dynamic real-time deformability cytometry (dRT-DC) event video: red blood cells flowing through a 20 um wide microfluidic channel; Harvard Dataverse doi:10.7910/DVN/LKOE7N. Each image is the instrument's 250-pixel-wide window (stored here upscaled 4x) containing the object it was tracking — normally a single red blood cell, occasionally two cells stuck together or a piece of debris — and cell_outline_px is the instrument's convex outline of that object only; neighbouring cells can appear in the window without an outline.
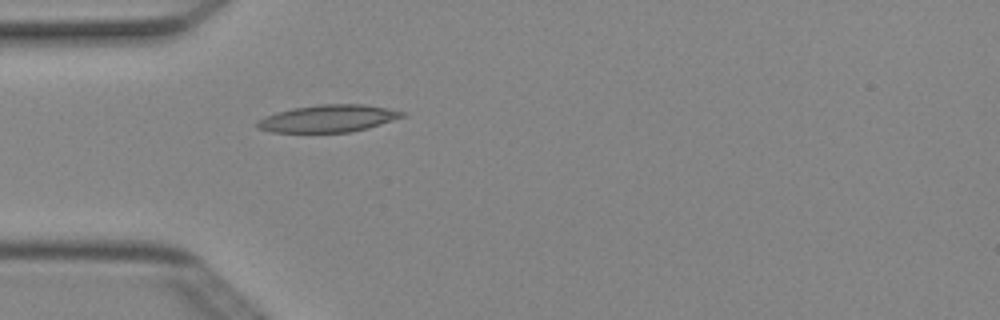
{"species": "Egyptian fruit bat (a non-hibernating species)", "species_latin": "Rousettus aegyptiacus", "temperature_condition": "cold", "stored_images_in_passage": 2, "camera_frame_rate_fps": 3000, "um_per_image_px": 0.085, "animal": {"sex": "female"}, "frame": {"image": 1, "passage_image": 2, "time_ms": 0.333, "image_size_px": [1000, 320], "cell_outline_px": [[408, 112], [404, 116], [368, 128], [352, 132], [272, 132], [256, 128], [256, 124], [264, 116], [292, 108], [320, 104], [364, 104]], "centroid_in_image_um": [27.9, 10.07], "position_along_channel_um": 57.1, "area_um2": 22.95}}